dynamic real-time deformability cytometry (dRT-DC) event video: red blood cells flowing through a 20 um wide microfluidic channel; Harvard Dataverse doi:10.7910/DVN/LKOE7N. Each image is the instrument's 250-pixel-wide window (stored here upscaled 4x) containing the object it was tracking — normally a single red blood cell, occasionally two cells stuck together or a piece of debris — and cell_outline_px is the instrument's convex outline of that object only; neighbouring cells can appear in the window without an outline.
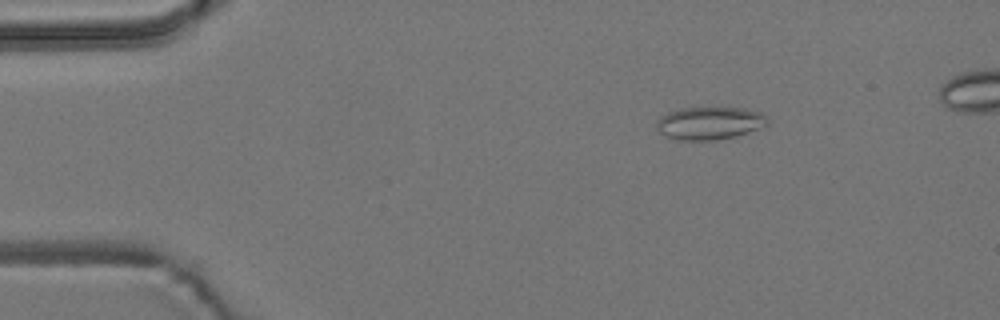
{"species": "common noctule bat (a hibernating species)", "species_latin": "Nyctalus noctula", "temperature_condition": "room temperature", "stored_images_in_passage": 46, "camera_frame_rate_fps": 3000, "um_per_image_px": 0.085, "animal": {"sex": "male", "body_mass_g": 19.2, "forearm_length_mm": 51.8}, "frame": {"image": 1, "passage_image": 2, "time_ms": 0.333, "image_size_px": [1000, 320], "cell_outline_px": [[768, 124], [736, 136], [716, 140], [676, 140], [664, 136], [656, 128], [656, 120], [660, 116], [668, 112], [684, 108], [744, 108], [760, 112], [768, 116]], "centroid_in_image_um": [60.28, 10.47], "position_along_channel_um": 24.7, "area_um2": 21.21}}
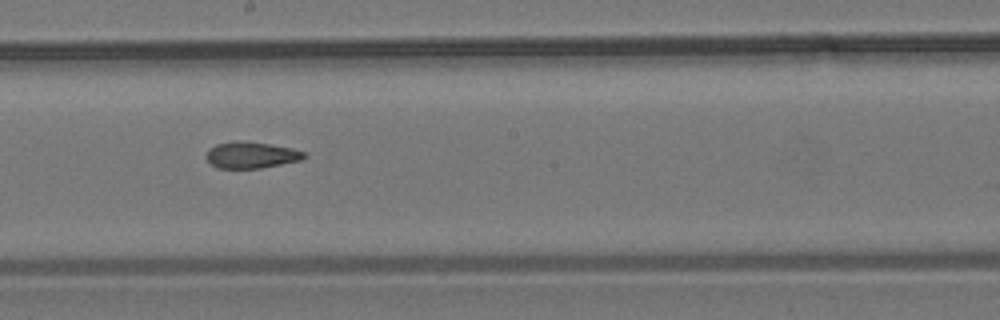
{"frame": {"image": 2, "passage_image": 24, "time_ms": 7.667, "image_size_px": [1000, 320], "cell_outline_px": [[308, 156], [300, 160], [260, 168], [216, 168], [208, 160], [208, 148], [216, 144], [236, 140], [268, 144], [292, 148], [304, 152]], "centroid_in_image_um": [21.35, 13.17], "position_along_channel_um": 226.8, "area_um2": 14.85}}
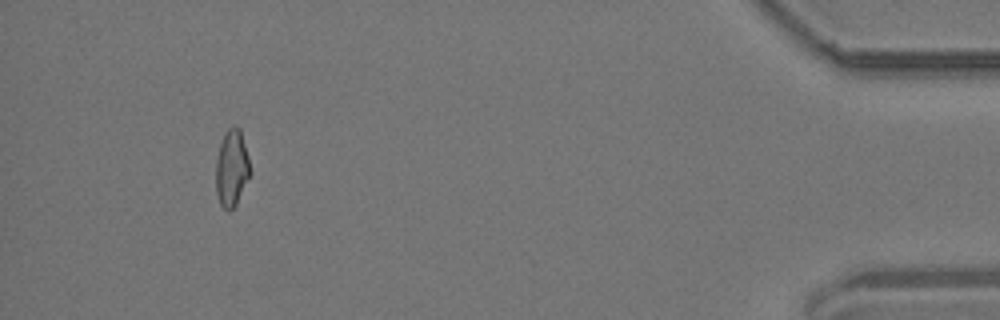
{"frame": {"image": 3, "passage_image": 45, "time_ms": 14.667, "image_size_px": [1000, 320], "cell_outline_px": [[252, 172], [236, 204], [228, 212], [220, 204], [216, 192], [216, 160], [220, 144], [224, 132], [232, 124], [236, 124], [240, 128], [248, 156]], "centroid_in_image_um": [19.7, 14.25], "position_along_channel_um": 415.5, "area_um2": 15.55}}